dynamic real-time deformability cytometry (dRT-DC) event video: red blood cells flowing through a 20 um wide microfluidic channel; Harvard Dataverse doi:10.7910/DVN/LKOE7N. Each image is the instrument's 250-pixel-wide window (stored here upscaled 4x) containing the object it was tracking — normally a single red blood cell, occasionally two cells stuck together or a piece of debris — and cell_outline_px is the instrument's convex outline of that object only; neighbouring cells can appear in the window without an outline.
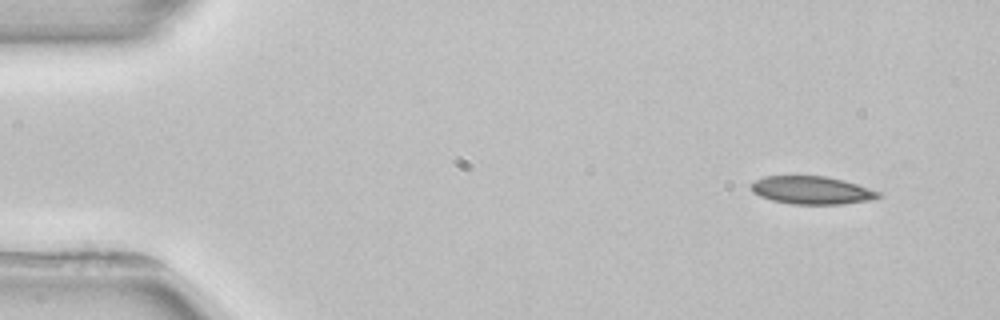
{"species": "common noctule bat (a hibernating species)", "species_latin": "Nyctalus noctula", "temperature_condition": "room temperature", "stored_images_in_passage": 4, "camera_frame_rate_fps": 3000, "um_per_image_px": 0.085, "animal": {"sex": "female", "body_mass_g": 22.7, "forearm_length_mm": 54.2}, "frame": {"image": 1, "passage_image": 1, "time_ms": 0.0, "image_size_px": [1000, 320], "cell_outline_px": [[880, 196], [872, 200], [840, 204], [792, 204], [772, 200], [760, 196], [752, 192], [752, 184], [756, 180], [764, 176], [824, 176], [844, 180], [880, 192]], "centroid_in_image_um": [69.0, 16.17], "position_along_channel_um": 16.0, "area_um2": 20.52}}
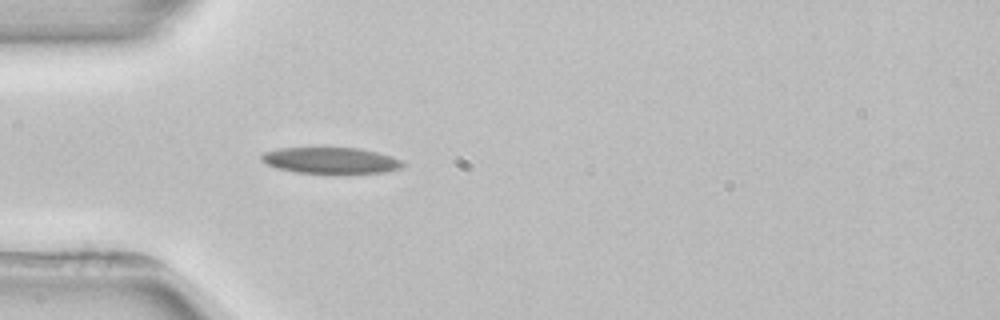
{"frame": {"image": 2, "passage_image": 4, "time_ms": 3.667, "image_size_px": [1000, 320], "cell_outline_px": [[404, 164], [400, 168], [384, 172], [336, 176], [296, 172], [276, 168], [264, 164], [260, 160], [260, 156], [264, 152], [280, 148], [360, 148], [392, 156], [400, 160]], "centroid_in_image_um": [28.09, 13.68], "position_along_channel_um": 56.9, "area_um2": 22.43}}